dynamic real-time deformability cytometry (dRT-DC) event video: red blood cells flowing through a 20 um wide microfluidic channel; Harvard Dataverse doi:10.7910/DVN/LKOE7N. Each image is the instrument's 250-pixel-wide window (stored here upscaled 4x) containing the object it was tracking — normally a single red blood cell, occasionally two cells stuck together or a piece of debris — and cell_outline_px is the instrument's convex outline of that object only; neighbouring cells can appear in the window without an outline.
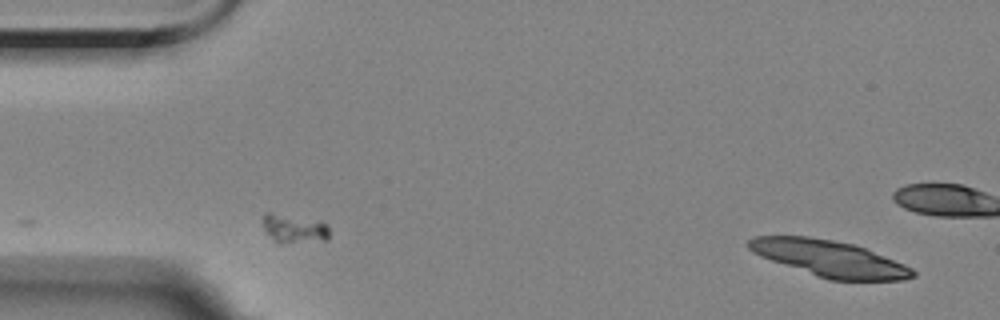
{"species": "Egyptian fruit bat (a non-hibernating species)", "species_latin": "Rousettus aegyptiacus", "temperature_condition": "room temperature", "stored_images_in_passage": 2, "segment_of_instrument_passage": [2, 2], "camera_frame_rate_fps": 3000, "um_per_image_px": 0.085, "animal": {"sex": "female"}, "frame": {"image": 1, "passage_image": 2, "time_ms": 1.0, "image_size_px": [1000, 320], "cell_outline_px": [[916, 276], [904, 280], [828, 280], [816, 276], [760, 256], [752, 252], [748, 248], [748, 240], [756, 236], [808, 236], [832, 240], [852, 244], [864, 248], [904, 264], [912, 268], [916, 272]], "centroid_in_image_um": [70.5, 21.98], "position_along_channel_um": 14.5, "area_um2": 34.33}}